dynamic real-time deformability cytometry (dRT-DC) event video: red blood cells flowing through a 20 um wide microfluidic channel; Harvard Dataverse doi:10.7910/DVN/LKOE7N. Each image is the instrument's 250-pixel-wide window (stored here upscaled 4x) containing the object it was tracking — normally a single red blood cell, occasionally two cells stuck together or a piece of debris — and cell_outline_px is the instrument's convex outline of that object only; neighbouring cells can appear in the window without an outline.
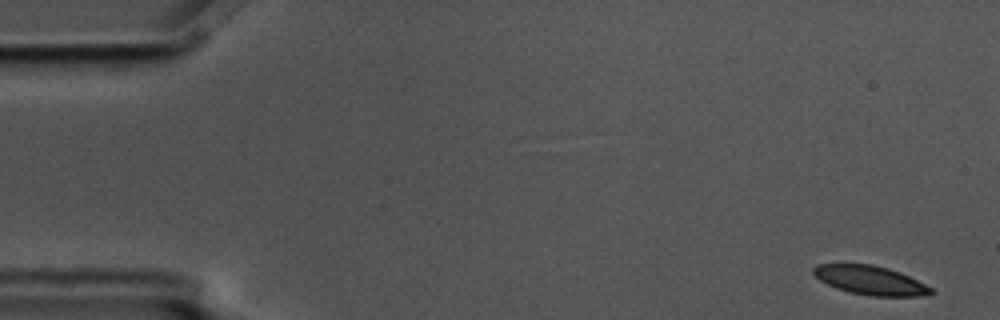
{"species": "common noctule bat (a hibernating species)", "species_latin": "Nyctalus noctula", "temperature_condition": "cold", "stored_images_in_passage": 5, "camera_frame_rate_fps": 3000, "um_per_image_px": 0.085, "animal": {"sex": "male", "body_mass_g": 17.5, "forearm_length_mm": 52.3}, "frame": {"image": 1, "passage_image": 1, "time_ms": 0.0, "image_size_px": [1000, 320], "cell_outline_px": [[936, 292], [932, 296], [872, 296], [848, 292], [836, 288], [820, 280], [812, 272], [812, 268], [816, 264], [872, 264], [888, 268], [900, 272], [932, 288]], "centroid_in_image_um": [74.0, 23.83], "position_along_channel_um": 11.0, "area_um2": 19.94}}
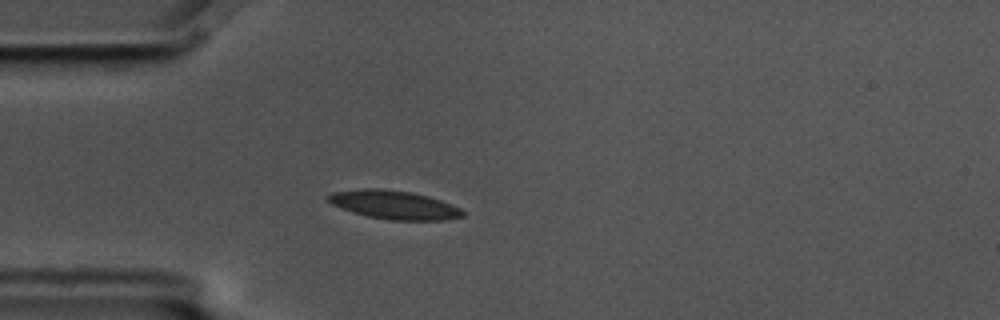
{"frame": {"image": 2, "passage_image": 4, "time_ms": 1.0, "image_size_px": [1000, 320], "cell_outline_px": [[464, 216], [448, 220], [388, 220], [368, 216], [352, 212], [332, 204], [324, 200], [324, 196], [332, 192], [364, 188], [376, 188], [412, 192], [428, 196], [452, 204], [460, 208], [464, 212]], "centroid_in_image_um": [33.47, 17.41], "position_along_channel_um": 51.5, "area_um2": 22.6}}